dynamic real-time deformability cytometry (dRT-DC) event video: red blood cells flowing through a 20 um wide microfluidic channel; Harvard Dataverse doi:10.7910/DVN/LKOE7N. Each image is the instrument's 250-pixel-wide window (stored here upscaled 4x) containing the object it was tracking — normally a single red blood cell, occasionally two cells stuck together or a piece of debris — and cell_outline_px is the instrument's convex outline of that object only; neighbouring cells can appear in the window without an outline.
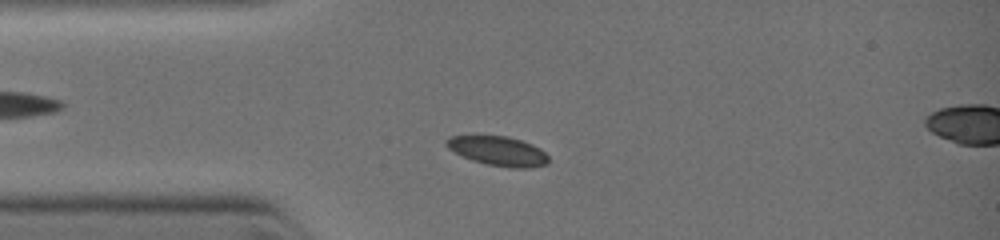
{"species": "common noctule bat (a hibernating species)", "species_latin": "Nyctalus noctula", "temperature_condition": "warm", "stored_images_in_passage": 47, "camera_frame_rate_fps": 3000, "um_per_image_px": 0.085, "animal": {"sex": "female", "body_mass_g": 19.0, "forearm_length_mm": 51.5}, "frame": {"image": 1, "passage_image": 8, "time_ms": 1.667, "image_size_px": [1000, 240], "cell_outline_px": [[548, 164], [532, 168], [508, 168], [488, 164], [472, 160], [448, 148], [444, 144], [444, 140], [452, 136], [508, 136], [532, 144], [544, 152], [548, 156]], "centroid_in_image_um": [42.36, 12.84], "position_along_channel_um": 42.6, "area_um2": 17.4}}
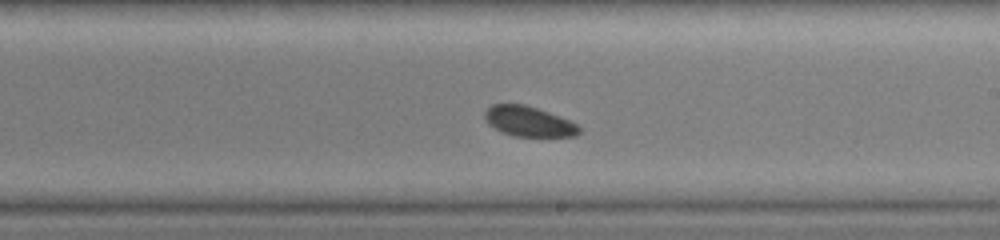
{"frame": {"image": 2, "passage_image": 26, "time_ms": 5.667, "image_size_px": [1000, 240], "cell_outline_px": [[580, 132], [576, 136], [512, 136], [488, 124], [484, 116], [484, 112], [492, 104], [524, 104], [548, 112], [568, 120], [576, 124], [580, 128]], "centroid_in_image_um": [44.92, 10.32], "position_along_channel_um": 244.1, "area_um2": 16.3}}
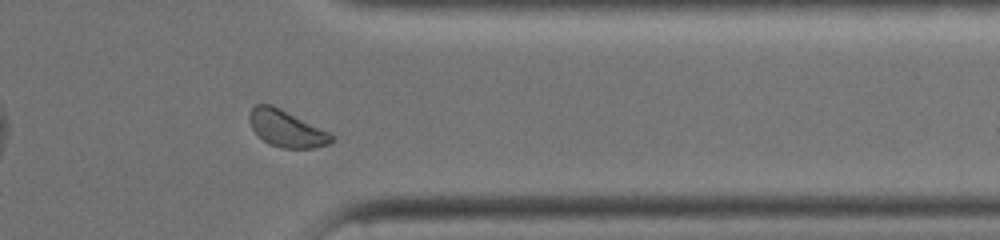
{"frame": {"image": 3, "passage_image": 39, "time_ms": 8.333, "image_size_px": [1000, 240], "cell_outline_px": [[336, 140], [328, 144], [312, 148], [280, 148], [268, 144], [252, 128], [248, 120], [248, 116], [252, 108], [256, 104], [272, 104], [336, 136]], "centroid_in_image_um": [24.35, 10.94], "position_along_channel_um": 387.1, "area_um2": 17.46}}